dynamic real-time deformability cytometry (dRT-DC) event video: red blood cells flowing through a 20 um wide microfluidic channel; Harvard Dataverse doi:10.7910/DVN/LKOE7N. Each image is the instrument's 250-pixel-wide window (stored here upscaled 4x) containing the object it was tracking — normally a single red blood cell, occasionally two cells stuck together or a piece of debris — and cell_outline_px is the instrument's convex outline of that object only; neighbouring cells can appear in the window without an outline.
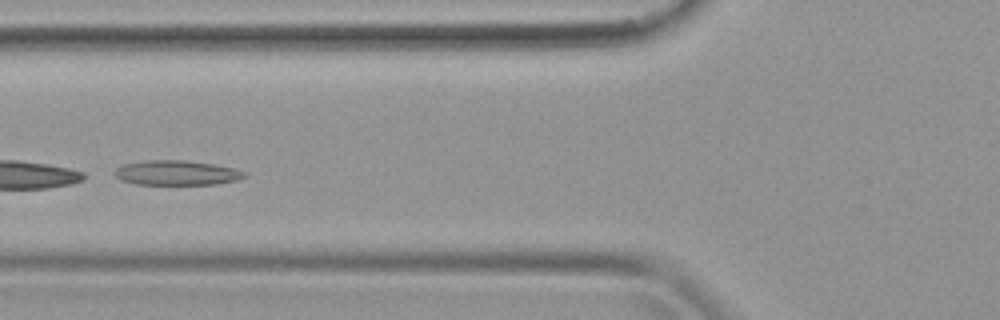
{"species": "common noctule bat (a hibernating species)", "species_latin": "Nyctalus noctula", "temperature_condition": "warm", "stored_images_in_passage": 25, "camera_frame_rate_fps": 3000, "um_per_image_px": 0.085, "animal": {"sex": "female", "body_mass_g": 19.9}, "frame": {"image": 1, "passage_image": 8, "time_ms": 2.333, "image_size_px": [1000, 320], "cell_outline_px": [[248, 176], [236, 180], [216, 184], [136, 184], [120, 180], [112, 172], [116, 168], [124, 164], [144, 160], [184, 160], [212, 164], [232, 168], [248, 172]], "centroid_in_image_um": [15.0, 14.69], "position_along_channel_um": 110.8, "area_um2": 18.73}}